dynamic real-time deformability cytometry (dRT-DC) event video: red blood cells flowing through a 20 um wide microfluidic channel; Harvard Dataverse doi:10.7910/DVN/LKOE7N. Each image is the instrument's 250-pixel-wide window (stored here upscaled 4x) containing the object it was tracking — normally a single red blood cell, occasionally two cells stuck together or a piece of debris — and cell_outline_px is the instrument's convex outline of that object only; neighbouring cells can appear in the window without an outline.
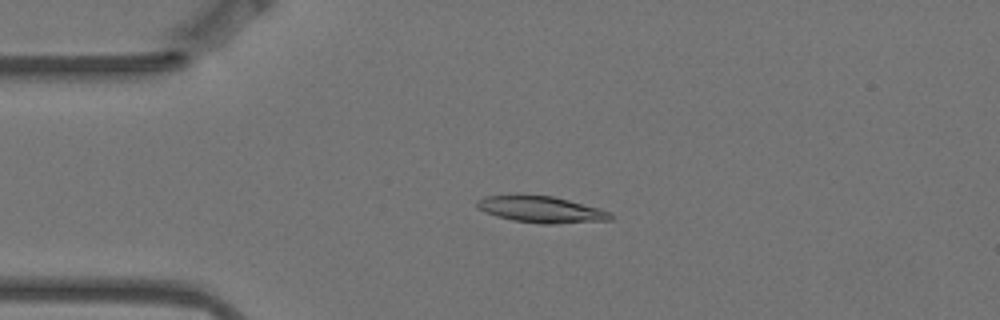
{"species": "Egyptian fruit bat (a non-hibernating species)", "species_latin": "Rousettus aegyptiacus", "temperature_condition": "warm", "stored_images_in_passage": 10, "camera_frame_rate_fps": 3000, "um_per_image_px": 0.085, "animal": {"sex": "female"}, "frame": {"image": 1, "passage_image": 4, "time_ms": 1.0, "image_size_px": [1000, 320], "cell_outline_px": [[616, 216], [612, 220], [556, 224], [540, 224], [512, 220], [496, 216], [484, 212], [476, 208], [476, 200], [484, 196], [516, 192], [552, 196], [600, 208], [612, 212]], "centroid_in_image_um": [45.95, 17.77], "position_along_channel_um": 39.0, "area_um2": 21.62}}
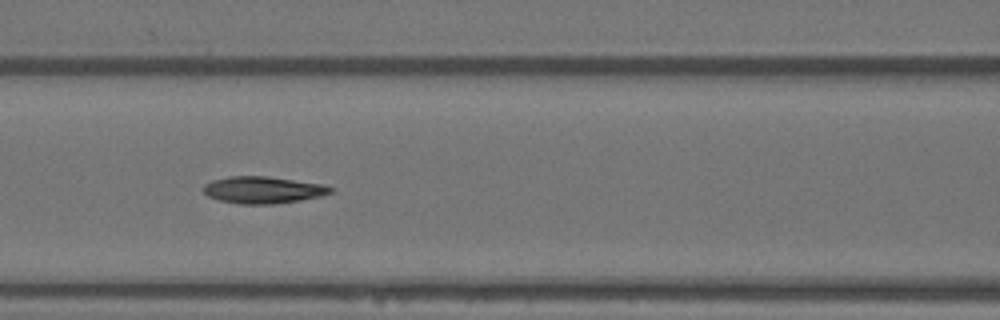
{"frame": {"image": 2, "passage_image": 7, "time_ms": 2.0, "image_size_px": [1000, 320], "cell_outline_px": [[332, 192], [320, 196], [300, 200], [272, 204], [240, 204], [220, 200], [208, 196], [200, 188], [204, 184], [212, 180], [228, 176], [268, 176], [320, 184], [332, 188]], "centroid_in_image_um": [22.28, 16.14], "position_along_channel_um": 144.3, "area_um2": 19.83}}
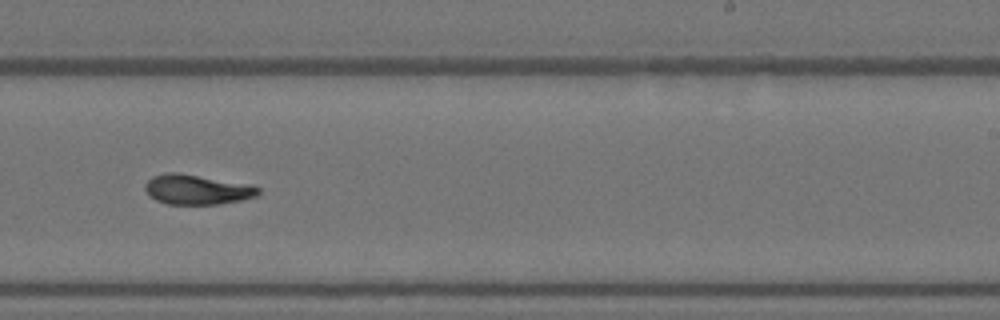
{"frame": {"image": 3, "passage_image": 10, "time_ms": 3.0, "image_size_px": [1000, 320], "cell_outline_px": [[260, 192], [256, 196], [240, 200], [220, 204], [168, 204], [156, 200], [144, 188], [144, 184], [152, 176], [164, 172], [180, 172], [252, 184], [260, 188]], "centroid_in_image_um": [16.76, 16.09], "position_along_channel_um": 272.2, "area_um2": 19.94}}